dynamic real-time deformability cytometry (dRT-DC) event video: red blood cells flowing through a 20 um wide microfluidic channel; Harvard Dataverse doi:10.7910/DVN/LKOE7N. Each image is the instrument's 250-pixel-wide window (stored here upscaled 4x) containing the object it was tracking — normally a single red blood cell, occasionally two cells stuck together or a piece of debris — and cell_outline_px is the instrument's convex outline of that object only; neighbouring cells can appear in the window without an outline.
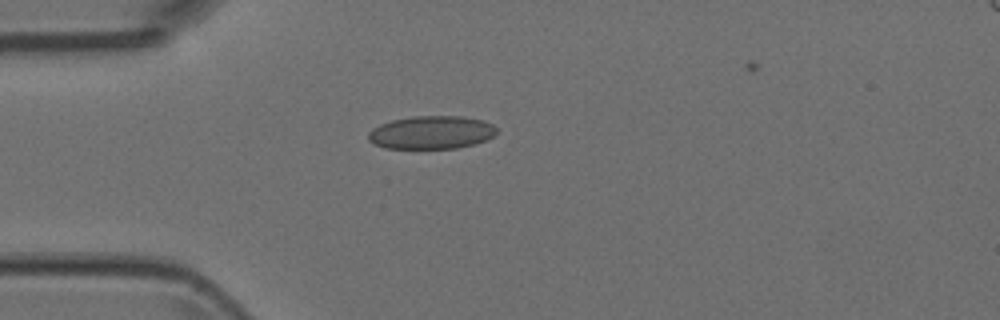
{"species": "Egyptian fruit bat (a non-hibernating species)", "species_latin": "Rousettus aegyptiacus", "temperature_condition": "room temperature", "stored_images_in_passage": 3, "camera_frame_rate_fps": 3000, "um_per_image_px": 0.085, "animal": {"sex": "female"}, "frame": {"image": 1, "passage_image": 2, "time_ms": 0.333, "image_size_px": [1000, 320], "cell_outline_px": [[496, 132], [492, 136], [484, 140], [472, 144], [456, 148], [388, 148], [376, 144], [368, 140], [368, 132], [372, 128], [380, 124], [392, 120], [412, 116], [460, 116], [484, 120], [492, 124], [496, 128]], "centroid_in_image_um": [36.65, 11.24], "position_along_channel_um": 48.4, "area_um2": 24.57}}